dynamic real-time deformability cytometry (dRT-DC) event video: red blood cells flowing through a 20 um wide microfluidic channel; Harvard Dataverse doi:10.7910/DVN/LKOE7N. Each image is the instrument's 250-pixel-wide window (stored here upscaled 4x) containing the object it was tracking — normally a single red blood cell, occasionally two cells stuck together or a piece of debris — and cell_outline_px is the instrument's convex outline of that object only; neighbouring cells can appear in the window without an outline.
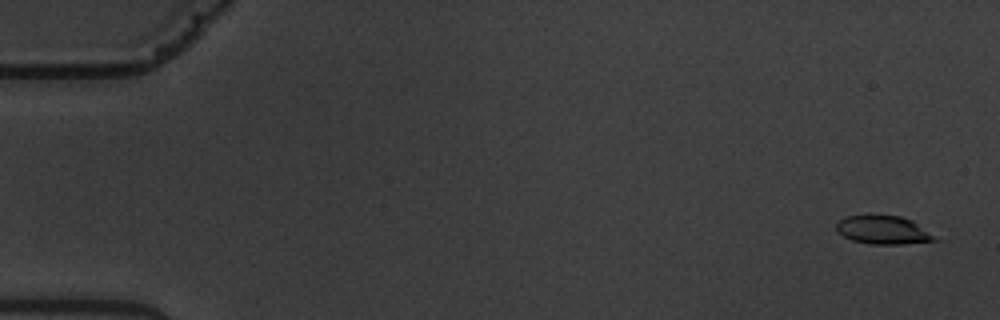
{"species": "common noctule bat (a hibernating species)", "species_latin": "Nyctalus noctula", "temperature_condition": "warm", "stored_images_in_passage": 6, "camera_frame_rate_fps": 3000, "um_per_image_px": 0.085, "animal": {"sex": "male", "body_mass_g": 19.5, "forearm_length_mm": 54.6}, "frame": {"image": 1, "passage_image": 1, "time_ms": 0.0, "image_size_px": [1000, 320], "cell_outline_px": [[940, 240], [900, 244], [868, 244], [852, 240], [836, 232], [836, 224], [844, 216], [900, 216], [912, 220]], "centroid_in_image_um": [75.04, 19.56], "position_along_channel_um": 10.0, "area_um2": 16.07}}
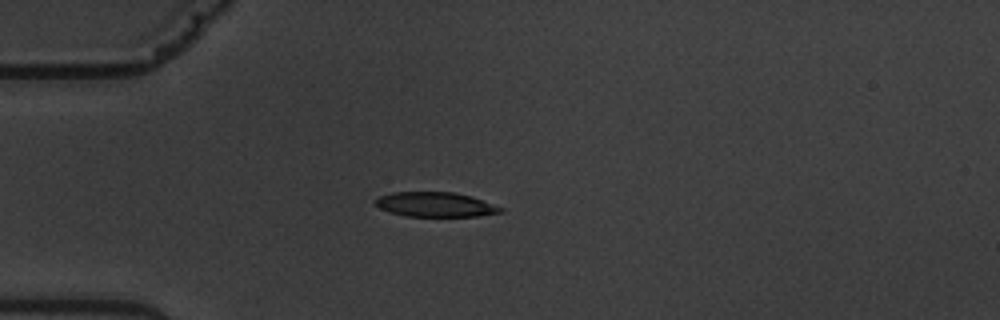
{"frame": {"image": 2, "passage_image": 5, "time_ms": 4.667, "image_size_px": [1000, 320], "cell_outline_px": [[504, 212], [476, 216], [404, 216], [380, 208], [376, 204], [376, 200], [380, 196], [392, 192], [456, 192], [472, 196], [504, 208]], "centroid_in_image_um": [37.06, 17.38], "position_along_channel_um": 47.9, "area_um2": 17.92}}
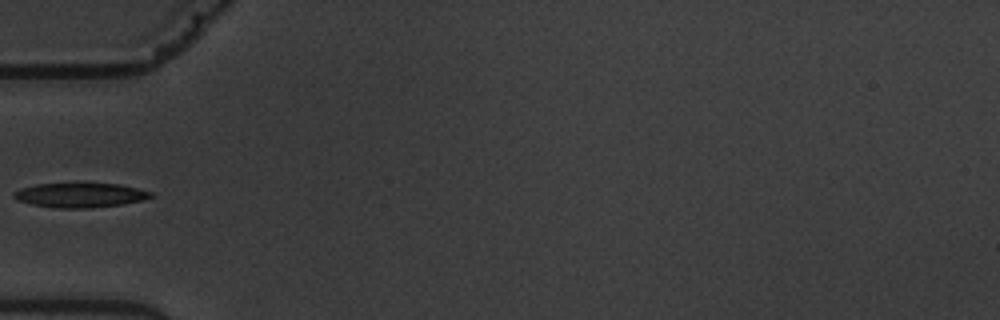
{"frame": {"image": 3, "passage_image": 6, "time_ms": 6.0, "image_size_px": [1000, 320], "cell_outline_px": [[156, 196], [144, 200], [124, 204], [92, 208], [60, 208], [32, 204], [16, 200], [12, 196], [12, 192], [20, 188], [36, 184], [120, 184], [152, 192]], "centroid_in_image_um": [6.83, 16.6], "position_along_channel_um": 78.2, "area_um2": 19.59}}